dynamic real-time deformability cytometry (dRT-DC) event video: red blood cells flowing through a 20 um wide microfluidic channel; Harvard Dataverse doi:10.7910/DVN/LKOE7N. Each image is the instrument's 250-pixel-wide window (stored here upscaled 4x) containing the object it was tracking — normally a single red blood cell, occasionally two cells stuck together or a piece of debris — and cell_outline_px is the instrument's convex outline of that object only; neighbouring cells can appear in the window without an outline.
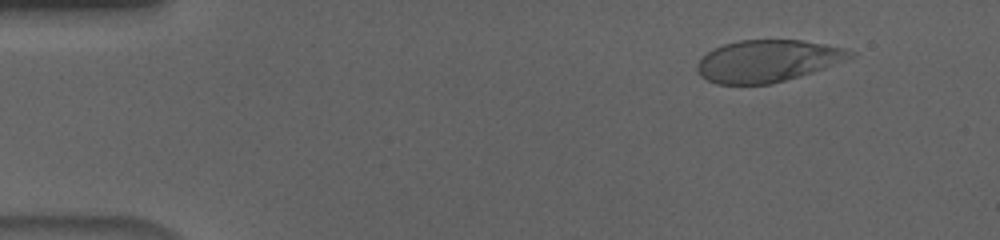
{"species": "human", "species_latin": "Homo sapiens", "temperature_condition": "cold", "stored_images_in_passage": 55, "camera_frame_rate_fps": 3000, "um_per_image_px": 0.085, "donor": {"sex": "male"}, "frame": {"image": 1, "passage_image": 6, "time_ms": 1.667, "image_size_px": [1000, 240], "cell_outline_px": [[856, 56], [824, 68], [800, 76], [772, 84], [716, 84], [700, 76], [696, 72], [696, 64], [712, 48], [724, 44], [740, 40], [800, 40], [824, 44], [844, 48], [856, 52]], "centroid_in_image_um": [65.23, 5.18], "position_along_channel_um": 19.8, "area_um2": 37.45}}
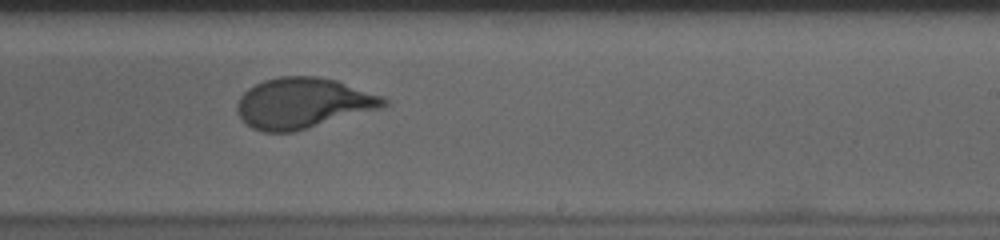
{"frame": {"image": 2, "passage_image": 34, "time_ms": 11.0, "image_size_px": [1000, 240], "cell_outline_px": [[388, 104], [384, 108], [292, 132], [264, 132], [252, 128], [236, 112], [236, 104], [240, 96], [248, 88], [264, 80], [280, 76], [320, 76], [336, 80], [380, 96], [388, 100]], "centroid_in_image_um": [25.75, 8.76], "position_along_channel_um": 263.3, "area_um2": 43.12}}
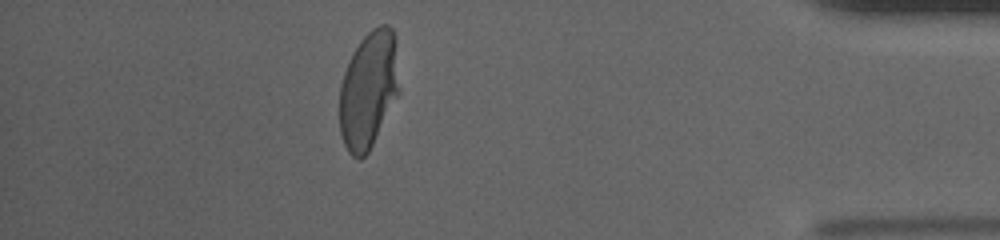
{"frame": {"image": 3, "passage_image": 49, "time_ms": 16.0, "image_size_px": [1000, 240], "cell_outline_px": [[400, 92], [368, 152], [360, 160], [352, 156], [348, 152], [344, 144], [340, 132], [340, 84], [348, 60], [352, 52], [360, 40], [372, 28], [380, 24], [388, 24], [392, 28], [396, 40]], "centroid_in_image_um": [31.33, 7.59], "position_along_channel_um": 403.9, "area_um2": 41.15}, "authors_computed_cell_mechanics": {"area_um2": 42.0206, "velocity_mm_per_s": 3.6588, "shape_relaxation_time_tau1_ms": 5.1668, "shape_relaxation_time_tau2_ms": null, "deformation_change_tau1": 0.2071, "deformation_change_tau2": null}}